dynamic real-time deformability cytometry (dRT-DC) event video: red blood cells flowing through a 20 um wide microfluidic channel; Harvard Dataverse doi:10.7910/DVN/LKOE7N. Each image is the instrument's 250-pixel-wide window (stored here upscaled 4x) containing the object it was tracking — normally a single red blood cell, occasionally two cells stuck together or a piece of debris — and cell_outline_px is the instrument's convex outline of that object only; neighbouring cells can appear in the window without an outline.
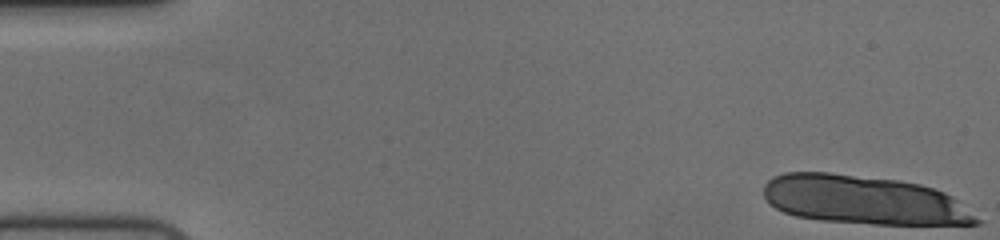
{"species": "human", "species_latin": "Homo sapiens", "temperature_condition": "cold", "stored_images_in_passage": 16, "camera_frame_rate_fps": 3000, "um_per_image_px": 0.085, "donor": {"sex": "female"}, "frame": {"image": 1, "passage_image": 1, "time_ms": 0.0, "image_size_px": [1000, 240], "cell_outline_px": [[980, 224], [872, 224], [820, 220], [796, 216], [784, 212], [768, 204], [764, 196], [764, 184], [772, 176], [784, 172], [828, 172], [900, 180], [920, 184], [944, 192], [952, 196], [980, 220]], "centroid_in_image_um": [73.36, 16.99], "position_along_channel_um": 11.6, "area_um2": 60.46}}